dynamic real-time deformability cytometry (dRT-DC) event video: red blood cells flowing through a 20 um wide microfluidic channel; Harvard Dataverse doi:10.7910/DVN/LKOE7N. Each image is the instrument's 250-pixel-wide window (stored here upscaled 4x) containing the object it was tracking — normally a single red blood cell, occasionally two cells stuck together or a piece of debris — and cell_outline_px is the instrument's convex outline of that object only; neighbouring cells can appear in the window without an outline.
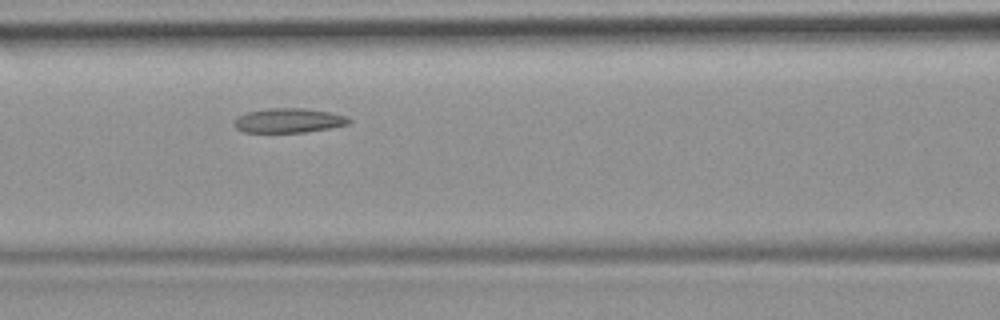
{"species": "common noctule bat (a hibernating species)", "species_latin": "Nyctalus noctula", "temperature_condition": "room temperature", "stored_images_in_passage": 7, "camera_frame_rate_fps": 3000, "um_per_image_px": 0.085, "animal": {"sex": "female", "body_mass_g": 19.9}, "frame": {"image": 1, "passage_image": 5, "time_ms": 4.667, "image_size_px": [1000, 320], "cell_outline_px": [[352, 124], [304, 132], [244, 132], [236, 128], [232, 124], [232, 120], [236, 116], [248, 112], [268, 108], [300, 108], [328, 112], [344, 116], [352, 120]], "centroid_in_image_um": [24.48, 10.24], "position_along_channel_um": 142.1, "area_um2": 16.36}}
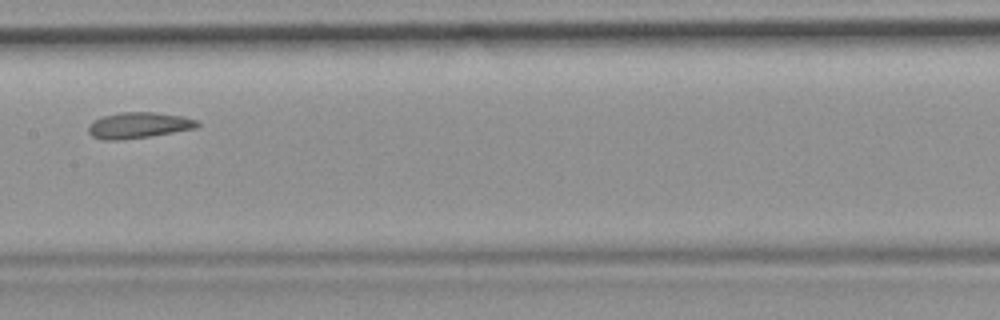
{"frame": {"image": 2, "passage_image": 6, "time_ms": 6.0, "image_size_px": [1000, 320], "cell_outline_px": [[200, 124], [196, 128], [148, 136], [120, 140], [104, 140], [92, 136], [88, 132], [88, 124], [92, 120], [104, 116], [120, 112], [152, 112], [184, 116], [196, 120]], "centroid_in_image_um": [11.74, 10.64], "position_along_channel_um": 195.7, "area_um2": 16.42}}